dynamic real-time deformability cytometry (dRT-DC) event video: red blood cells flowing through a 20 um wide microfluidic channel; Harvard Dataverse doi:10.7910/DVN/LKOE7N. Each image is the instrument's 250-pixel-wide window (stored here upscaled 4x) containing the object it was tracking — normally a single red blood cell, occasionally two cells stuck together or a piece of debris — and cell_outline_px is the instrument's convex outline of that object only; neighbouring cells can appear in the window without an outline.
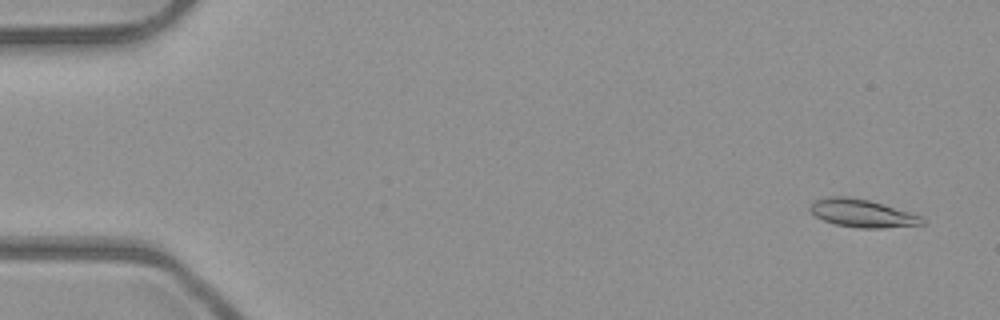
{"species": "common noctule bat (a hibernating species)", "species_latin": "Nyctalus noctula", "temperature_condition": "room temperature", "stored_images_in_passage": 52, "camera_frame_rate_fps": 3000, "um_per_image_px": 0.085, "animal": {"sex": "male", "body_mass_g": 23.1, "forearm_length_mm": 52.7}, "frame": {"image": 1, "passage_image": 3, "time_ms": 0.667, "image_size_px": [1000, 320], "cell_outline_px": [[924, 224], [880, 228], [860, 228], [836, 224], [824, 220], [816, 216], [808, 208], [816, 200], [828, 196], [848, 196], [868, 200], [920, 216], [924, 220]], "centroid_in_image_um": [73.24, 18.12], "position_along_channel_um": 11.8, "area_um2": 17.74}}
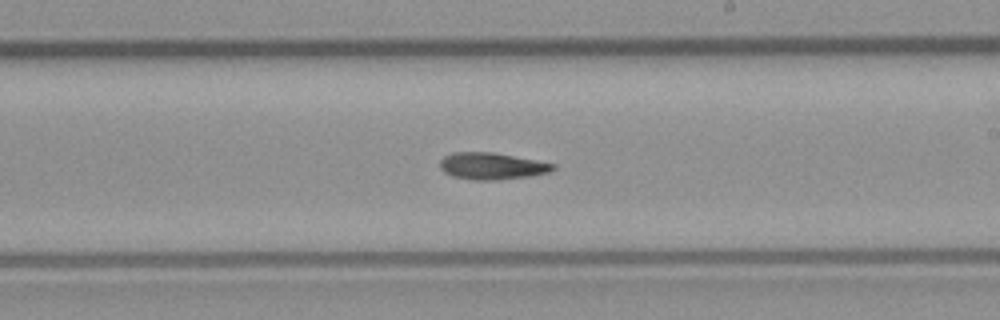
{"frame": {"image": 2, "passage_image": 31, "time_ms": 10.0, "image_size_px": [1000, 320], "cell_outline_px": [[556, 168], [548, 172], [528, 176], [496, 180], [472, 180], [452, 176], [444, 172], [440, 168], [440, 160], [444, 156], [452, 152], [492, 152], [536, 160], [556, 164]], "centroid_in_image_um": [41.77, 14.11], "position_along_channel_um": 247.2, "area_um2": 17.63}}
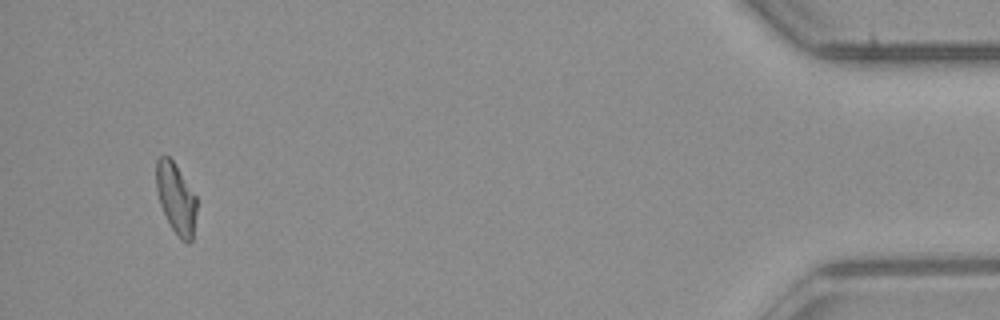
{"frame": {"image": 3, "passage_image": 50, "time_ms": 16.333, "image_size_px": [1000, 320], "cell_outline_px": [[196, 212], [192, 240], [188, 244], [180, 240], [172, 228], [160, 204], [156, 188], [156, 160], [160, 156], [168, 156], [172, 160], [196, 196]], "centroid_in_image_um": [14.96, 16.88], "position_along_channel_um": 420.2, "area_um2": 16.42}}